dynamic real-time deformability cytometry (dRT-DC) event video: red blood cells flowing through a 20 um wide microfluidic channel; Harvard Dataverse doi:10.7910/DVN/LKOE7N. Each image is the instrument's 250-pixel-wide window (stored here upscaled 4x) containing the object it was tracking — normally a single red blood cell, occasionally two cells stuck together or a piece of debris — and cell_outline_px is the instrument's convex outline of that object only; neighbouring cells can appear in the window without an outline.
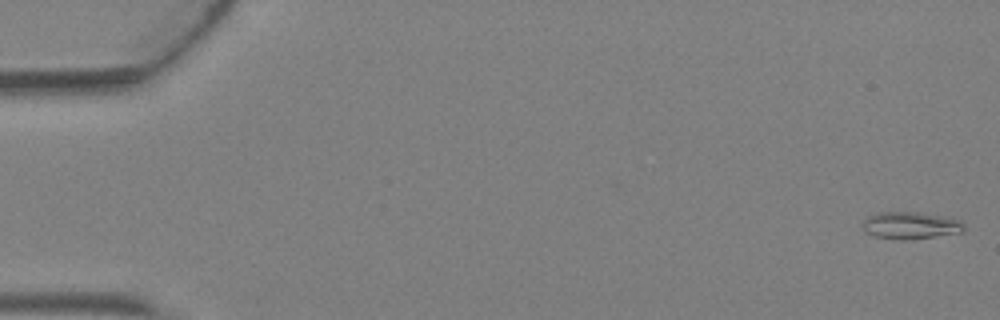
{"species": "Egyptian fruit bat (a non-hibernating species)", "species_latin": "Rousettus aegyptiacus", "temperature_condition": "warm", "stored_images_in_passage": 5, "camera_frame_rate_fps": 3000, "um_per_image_px": 0.085, "animal": {"sex": "female"}, "frame": {"image": 1, "passage_image": 1, "time_ms": 0.0, "image_size_px": [1000, 320], "cell_outline_px": [[964, 232], [912, 240], [900, 240], [872, 236], [864, 232], [860, 224], [868, 216], [876, 212], [920, 212], [952, 216], [960, 220], [964, 224]], "centroid_in_image_um": [77.4, 19.16], "position_along_channel_um": 7.6, "area_um2": 16.76}}
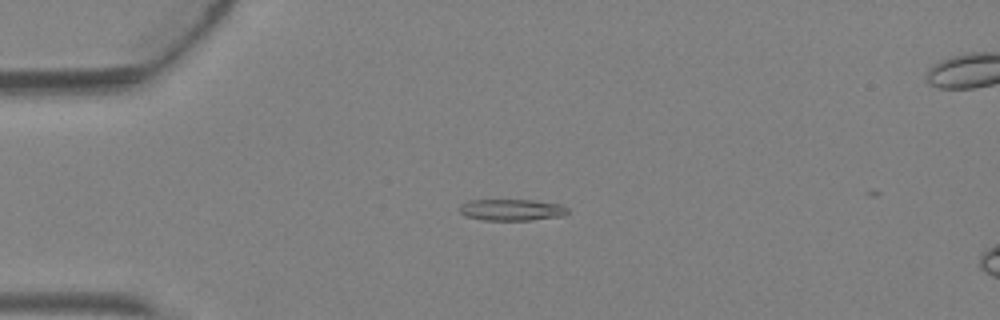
{"frame": {"image": 2, "passage_image": 4, "time_ms": 1.0, "image_size_px": [1000, 320], "cell_outline_px": [[568, 212], [564, 216], [532, 220], [484, 220], [464, 216], [460, 212], [460, 204], [468, 200], [532, 200], [560, 204], [568, 208]], "centroid_in_image_um": [43.49, 17.84], "position_along_channel_um": 41.5, "area_um2": 13.64}}